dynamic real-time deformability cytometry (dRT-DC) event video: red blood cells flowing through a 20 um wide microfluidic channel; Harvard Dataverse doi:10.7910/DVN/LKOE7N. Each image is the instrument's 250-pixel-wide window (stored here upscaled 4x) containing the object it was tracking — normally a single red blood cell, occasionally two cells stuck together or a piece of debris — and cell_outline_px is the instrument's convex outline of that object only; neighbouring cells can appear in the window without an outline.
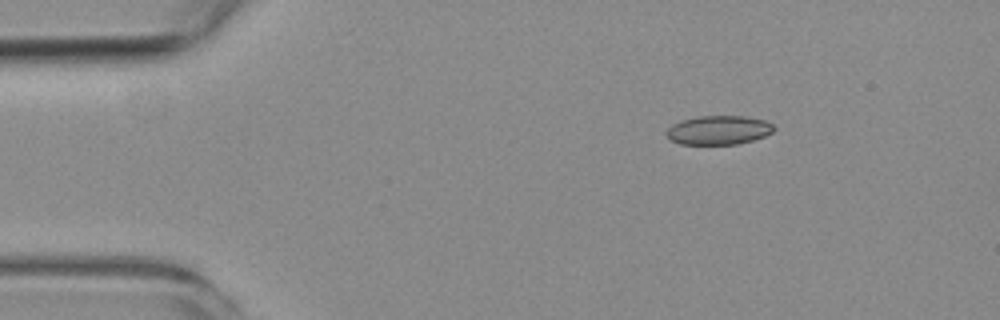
{"species": "common noctule bat (a hibernating species)", "species_latin": "Nyctalus noctula", "temperature_condition": "room temperature", "stored_images_in_passage": 3, "camera_frame_rate_fps": 3000, "um_per_image_px": 0.085, "animal": {"sex": "female", "body_mass_g": 19.3, "forearm_length_mm": 54.1}, "frame": {"image": 1, "passage_image": 2, "time_ms": 1.333, "image_size_px": [1000, 320], "cell_outline_px": [[776, 128], [772, 132], [764, 136], [752, 140], [736, 144], [680, 144], [672, 140], [664, 132], [672, 124], [680, 120], [700, 116], [744, 116], [764, 120], [772, 124]], "centroid_in_image_um": [61.07, 11.05], "position_along_channel_um": 23.9, "area_um2": 18.09}}